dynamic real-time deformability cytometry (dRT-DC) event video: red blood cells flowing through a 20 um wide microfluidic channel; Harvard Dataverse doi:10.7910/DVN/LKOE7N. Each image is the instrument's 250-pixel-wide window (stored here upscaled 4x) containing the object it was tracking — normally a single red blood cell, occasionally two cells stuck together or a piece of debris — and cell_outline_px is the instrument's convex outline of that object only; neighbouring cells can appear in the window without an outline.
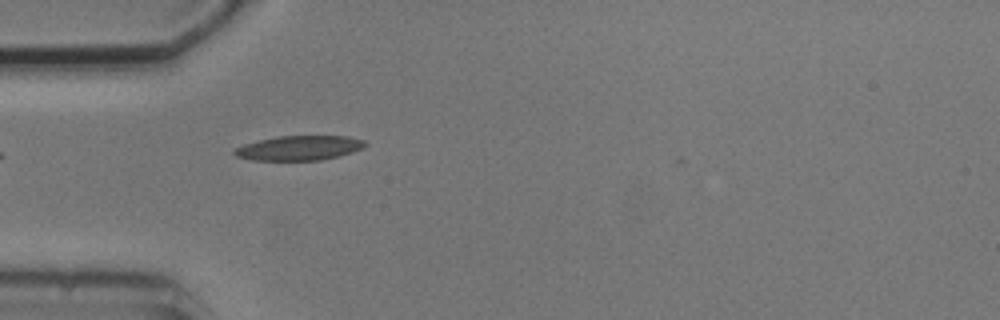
{"species": "common noctule bat (a hibernating species)", "species_latin": "Nyctalus noctula", "temperature_condition": "cold", "stored_images_in_passage": 2, "camera_frame_rate_fps": 3000, "um_per_image_px": 0.085, "animal": {"sex": "male", "body_mass_g": 20.5, "forearm_length_mm": 52.5}, "frame": {"image": 1, "passage_image": 2, "time_ms": 1.333, "image_size_px": [1000, 320], "cell_outline_px": [[368, 144], [364, 148], [340, 156], [320, 160], [252, 160], [236, 156], [232, 152], [236, 148], [244, 144], [276, 136], [348, 136], [364, 140]], "centroid_in_image_um": [25.46, 12.58], "position_along_channel_um": 59.5, "area_um2": 18.79}}